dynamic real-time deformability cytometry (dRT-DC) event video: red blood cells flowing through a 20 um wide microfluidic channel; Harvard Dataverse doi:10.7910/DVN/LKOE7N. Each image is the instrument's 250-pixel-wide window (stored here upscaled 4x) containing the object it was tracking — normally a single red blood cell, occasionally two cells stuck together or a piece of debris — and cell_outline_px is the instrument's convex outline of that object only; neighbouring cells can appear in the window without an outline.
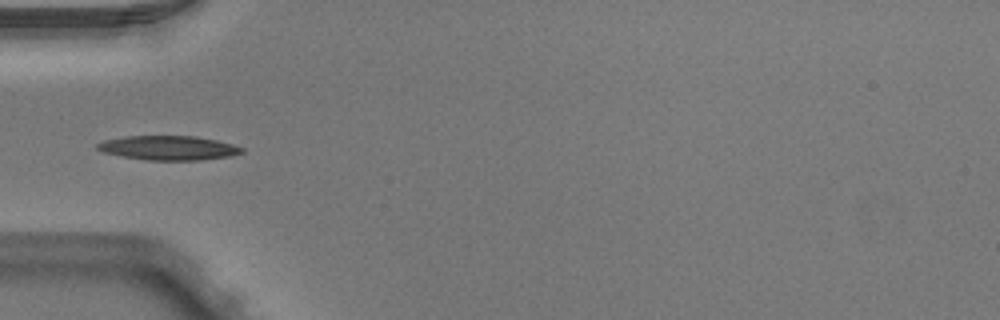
{"species": "Egyptian fruit bat (a non-hibernating species)", "species_latin": "Rousettus aegyptiacus", "temperature_condition": "warm", "stored_images_in_passage": 2, "camera_frame_rate_fps": 3000, "um_per_image_px": 0.085, "animal": {"sex": "male"}, "frame": {"image": 1, "passage_image": 2, "time_ms": 0.333, "image_size_px": [1000, 320], "cell_outline_px": [[244, 152], [232, 156], [200, 160], [144, 160], [104, 152], [96, 148], [96, 144], [104, 140], [124, 136], [196, 136], [216, 140], [232, 144], [244, 148]], "centroid_in_image_um": [14.35, 12.57], "position_along_channel_um": 70.7, "area_um2": 20.46}}